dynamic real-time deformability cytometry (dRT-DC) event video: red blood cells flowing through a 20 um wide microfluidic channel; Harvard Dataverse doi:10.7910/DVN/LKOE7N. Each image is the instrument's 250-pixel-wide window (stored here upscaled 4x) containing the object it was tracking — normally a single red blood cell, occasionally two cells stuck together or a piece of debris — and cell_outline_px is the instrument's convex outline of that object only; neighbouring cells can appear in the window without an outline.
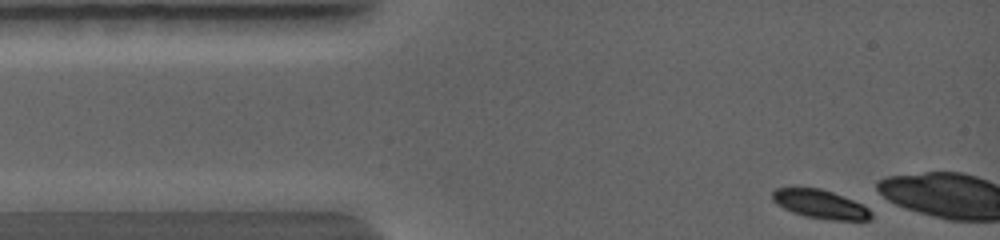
{"species": "common noctule bat (a hibernating species)", "species_latin": "Nyctalus noctula", "temperature_condition": "warm", "stored_images_in_passage": 4, "camera_frame_rate_fps": 5000, "um_per_image_px": 0.085, "animal": {"sex": "female", "body_mass_g": 19.0, "forearm_length_mm": 56.7}, "frame": {"image": 1, "passage_image": 1, "time_ms": 0.0, "image_size_px": [1000, 240], "cell_outline_px": [[872, 220], [824, 220], [804, 216], [792, 212], [776, 204], [772, 200], [772, 192], [776, 188], [820, 188], [832, 192], [852, 200], [868, 208], [872, 212]], "centroid_in_image_um": [69.71, 17.37], "position_along_channel_um": 15.3, "area_um2": 16.53}}